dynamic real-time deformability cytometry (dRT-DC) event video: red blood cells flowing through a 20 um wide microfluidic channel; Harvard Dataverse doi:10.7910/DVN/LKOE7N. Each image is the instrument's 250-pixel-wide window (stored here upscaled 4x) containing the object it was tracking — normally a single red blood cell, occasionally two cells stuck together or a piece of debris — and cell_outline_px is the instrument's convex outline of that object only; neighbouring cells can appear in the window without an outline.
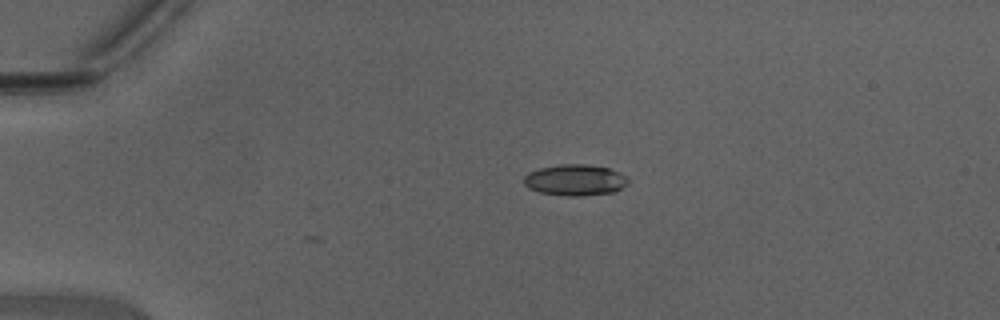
{"species": "Egyptian fruit bat (a non-hibernating species)", "species_latin": "Rousettus aegyptiacus", "temperature_condition": "warm", "stored_images_in_passage": 5, "camera_frame_rate_fps": 3000, "um_per_image_px": 0.085, "animal": {"sex": "male"}, "frame": {"image": 1, "passage_image": 1, "time_ms": 0.0, "image_size_px": [1000, 320], "cell_outline_px": [[628, 184], [616, 192], [580, 196], [568, 196], [540, 192], [528, 188], [524, 184], [524, 176], [528, 172], [540, 168], [560, 164], [588, 164], [608, 168], [628, 176]], "centroid_in_image_um": [48.91, 15.3], "position_along_channel_um": 36.1, "area_um2": 19.07}}